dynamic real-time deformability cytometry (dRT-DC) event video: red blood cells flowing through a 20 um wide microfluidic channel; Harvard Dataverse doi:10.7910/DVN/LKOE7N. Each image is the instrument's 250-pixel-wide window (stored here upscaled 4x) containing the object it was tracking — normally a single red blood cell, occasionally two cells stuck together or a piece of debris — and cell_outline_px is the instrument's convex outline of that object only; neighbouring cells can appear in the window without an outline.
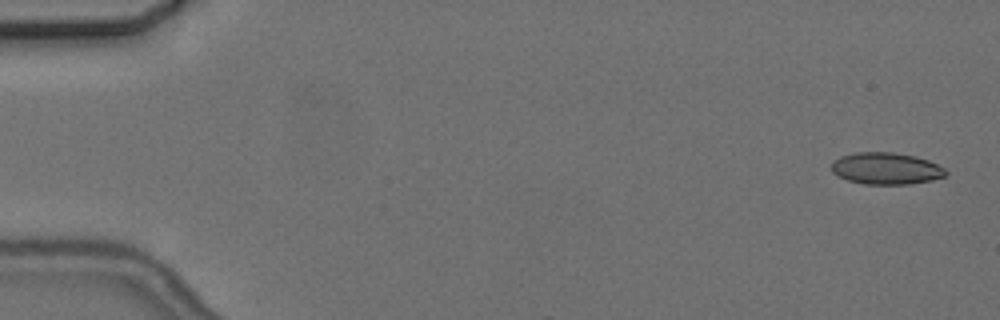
{"species": "common noctule bat (a hibernating species)", "species_latin": "Nyctalus noctula", "temperature_condition": "cold", "stored_images_in_passage": 3, "camera_frame_rate_fps": 3000, "um_per_image_px": 0.085, "animal": {"sex": "female", "body_mass_g": 24.6, "forearm_length_mm": 56.2}, "frame": {"image": 1, "passage_image": 1, "time_ms": 0.0, "image_size_px": [1000, 320], "cell_outline_px": [[948, 172], [944, 176], [932, 180], [908, 184], [864, 184], [848, 180], [836, 176], [832, 172], [832, 160], [840, 156], [856, 152], [892, 152], [916, 156], [928, 160], [944, 168]], "centroid_in_image_um": [75.28, 14.31], "position_along_channel_um": 9.7, "area_um2": 21.27}}
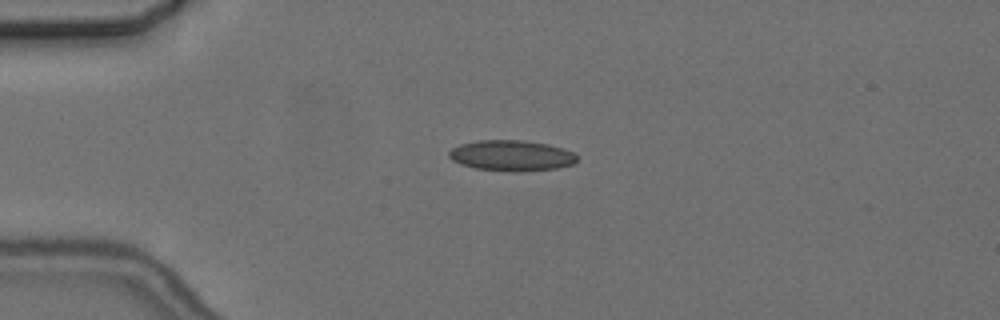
{"frame": {"image": 2, "passage_image": 3, "time_ms": 4.0, "image_size_px": [1000, 320], "cell_outline_px": [[576, 160], [572, 164], [556, 168], [520, 172], [512, 172], [476, 168], [460, 164], [452, 160], [448, 156], [448, 152], [452, 148], [460, 144], [480, 140], [524, 140], [548, 144], [572, 152], [576, 156]], "centroid_in_image_um": [43.43, 13.22], "position_along_channel_um": 41.6, "area_um2": 22.83}}